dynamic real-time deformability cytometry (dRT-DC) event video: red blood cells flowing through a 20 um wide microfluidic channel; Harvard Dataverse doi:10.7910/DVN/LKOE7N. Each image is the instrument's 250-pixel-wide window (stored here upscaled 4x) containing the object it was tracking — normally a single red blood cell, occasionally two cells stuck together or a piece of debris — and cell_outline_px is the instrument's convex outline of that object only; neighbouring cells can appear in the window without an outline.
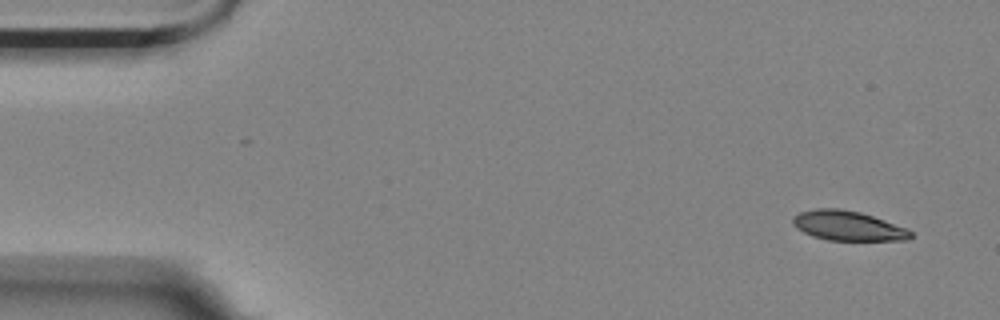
{"species": "Egyptian fruit bat (a non-hibernating species)", "species_latin": "Rousettus aegyptiacus", "temperature_condition": "room temperature", "stored_images_in_passage": 7, "camera_frame_rate_fps": 3000, "um_per_image_px": 0.085, "animal": {"sex": "female"}, "frame": {"image": 1, "passage_image": 1, "time_ms": 0.0, "image_size_px": [1000, 320], "cell_outline_px": [[912, 236], [908, 240], [828, 240], [812, 236], [796, 228], [792, 224], [792, 216], [800, 212], [816, 208], [840, 208], [860, 212], [908, 228], [912, 232]], "centroid_in_image_um": [72.05, 19.18], "position_along_channel_um": 12.9, "area_um2": 20.46}}
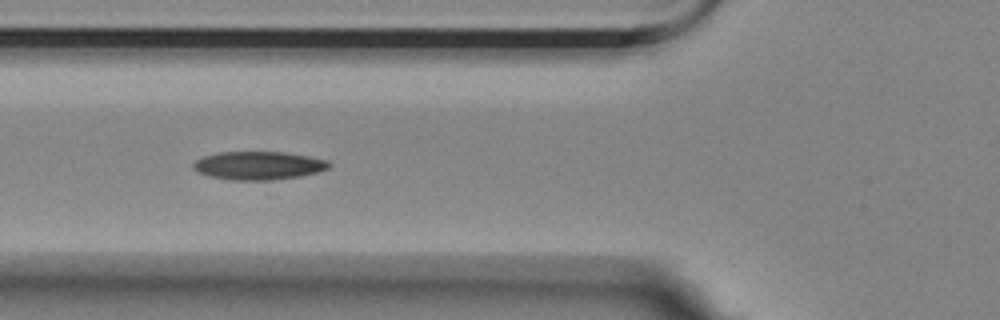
{"frame": {"image": 2, "passage_image": 6, "time_ms": 1.667, "image_size_px": [1000, 320], "cell_outline_px": [[332, 164], [328, 168], [316, 172], [300, 176], [272, 180], [228, 180], [208, 176], [196, 172], [192, 168], [192, 164], [196, 160], [204, 156], [220, 152], [284, 152], [308, 156], [328, 160]], "centroid_in_image_um": [21.94, 14.07], "position_along_channel_um": 103.9, "area_um2": 22.48}}
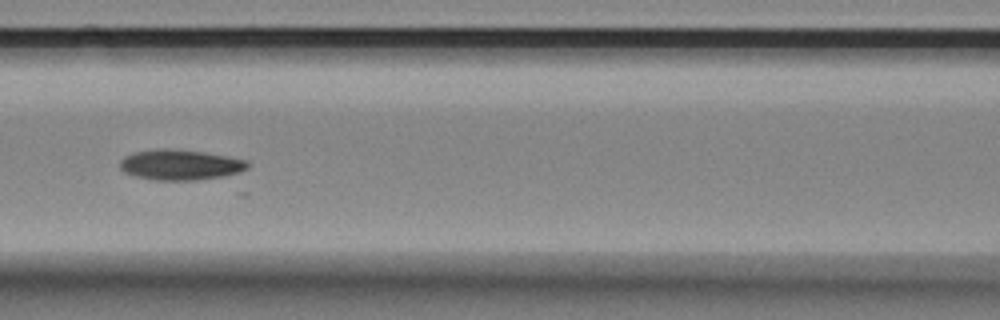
{"frame": {"image": 3, "passage_image": 7, "time_ms": 2.0, "image_size_px": [1000, 320], "cell_outline_px": [[248, 168], [240, 172], [224, 176], [196, 180], [156, 180], [136, 176], [124, 172], [120, 168], [120, 160], [124, 156], [132, 152], [156, 148], [168, 148], [204, 152], [228, 156], [248, 160]], "centroid_in_image_um": [15.31, 13.99], "position_along_channel_um": 151.3, "area_um2": 22.83}}